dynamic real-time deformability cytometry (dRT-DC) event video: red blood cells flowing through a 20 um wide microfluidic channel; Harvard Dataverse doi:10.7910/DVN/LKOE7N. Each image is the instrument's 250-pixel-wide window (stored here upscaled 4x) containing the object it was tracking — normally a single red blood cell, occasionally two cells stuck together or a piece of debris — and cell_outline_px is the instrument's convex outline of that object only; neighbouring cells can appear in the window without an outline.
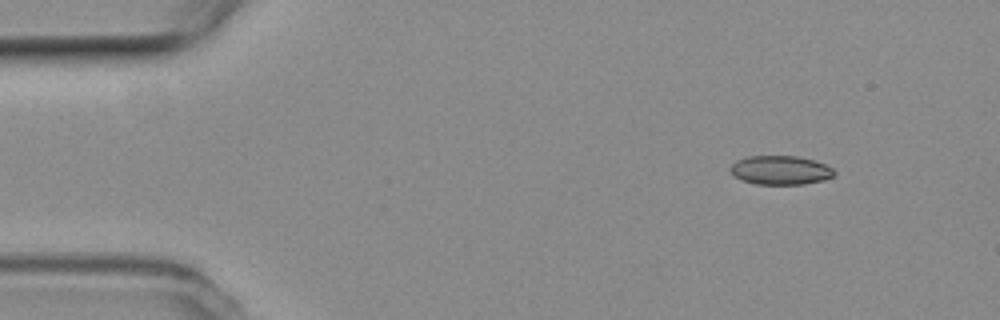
{"species": "common noctule bat (a hibernating species)", "species_latin": "Nyctalus noctula", "temperature_condition": "room temperature", "stored_images_in_passage": 5, "camera_frame_rate_fps": 3000, "um_per_image_px": 0.085, "animal": {"sex": "female", "body_mass_g": 19.3, "forearm_length_mm": 54.1}, "frame": {"image": 1, "passage_image": 1, "time_ms": 0.0, "image_size_px": [1000, 320], "cell_outline_px": [[836, 176], [824, 180], [804, 184], [756, 184], [740, 180], [728, 168], [736, 160], [748, 156], [796, 156], [816, 160], [832, 168], [836, 172]], "centroid_in_image_um": [66.36, 14.46], "position_along_channel_um": 18.6, "area_um2": 17.69}}
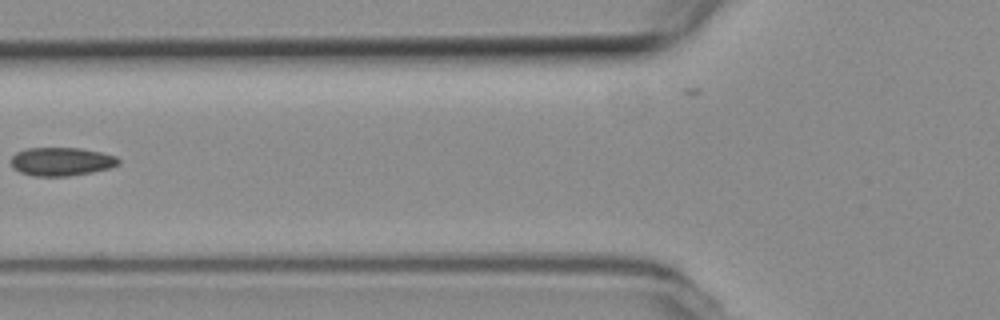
{"frame": {"image": 2, "passage_image": 4, "time_ms": 1.0, "image_size_px": [1000, 320], "cell_outline_px": [[120, 164], [108, 168], [92, 172], [68, 176], [32, 176], [20, 172], [12, 164], [12, 156], [16, 152], [28, 148], [80, 148], [100, 152], [116, 156], [120, 160]], "centroid_in_image_um": [5.24, 13.73], "position_along_channel_um": 120.6, "area_um2": 17.69}}
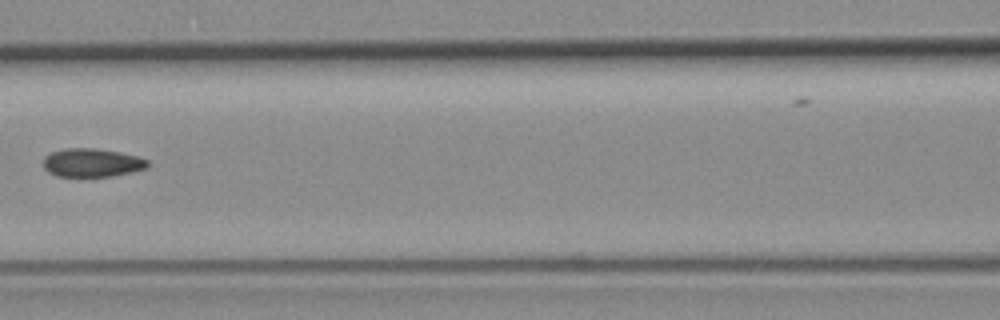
{"frame": {"image": 3, "passage_image": 5, "time_ms": 1.333, "image_size_px": [1000, 320], "cell_outline_px": [[148, 168], [132, 172], [112, 176], [56, 176], [48, 172], [44, 168], [44, 156], [52, 152], [68, 148], [96, 148], [120, 152], [140, 156], [148, 160]], "centroid_in_image_um": [7.85, 13.82], "position_along_channel_um": 158.8, "area_um2": 17.4}}